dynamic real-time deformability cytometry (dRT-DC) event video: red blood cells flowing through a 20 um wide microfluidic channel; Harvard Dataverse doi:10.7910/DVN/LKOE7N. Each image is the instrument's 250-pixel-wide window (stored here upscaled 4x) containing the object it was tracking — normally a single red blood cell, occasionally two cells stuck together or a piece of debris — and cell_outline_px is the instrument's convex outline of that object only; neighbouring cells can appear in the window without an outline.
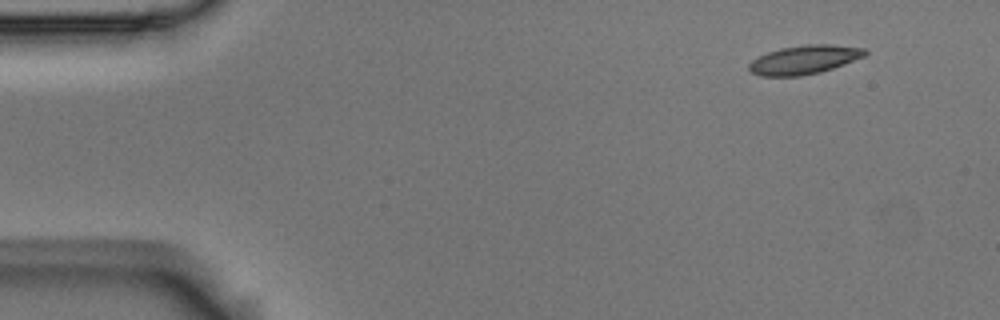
{"species": "Egyptian fruit bat (a non-hibernating species)", "species_latin": "Rousettus aegyptiacus", "temperature_condition": "room temperature", "stored_images_in_passage": 5, "segment_of_instrument_passage": [1, 2], "camera_frame_rate_fps": 3000, "um_per_image_px": 0.085, "animal": {"sex": "male"}, "frame": {"image": 1, "passage_image": 1, "time_ms": 0.0, "image_size_px": [1000, 320], "cell_outline_px": [[868, 52], [864, 56], [844, 64], [820, 72], [800, 76], [760, 76], [752, 72], [748, 68], [748, 64], [752, 60], [768, 52], [780, 48], [804, 44], [832, 44], [864, 48]], "centroid_in_image_um": [68.35, 5.07], "position_along_channel_um": 16.6, "area_um2": 19.42}}
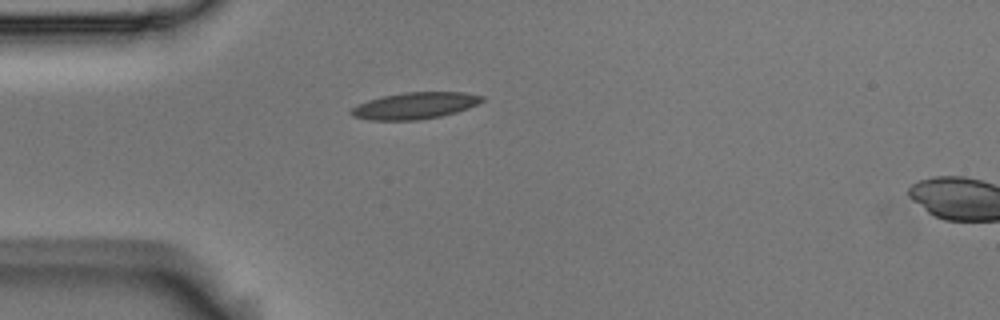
{"frame": {"image": 2, "passage_image": 4, "time_ms": 1.0, "image_size_px": [1000, 320], "cell_outline_px": [[484, 100], [468, 108], [456, 112], [440, 116], [416, 120], [368, 120], [352, 116], [348, 112], [352, 108], [368, 100], [380, 96], [404, 92], [464, 92], [484, 96]], "centroid_in_image_um": [35.24, 8.98], "position_along_channel_um": 49.8, "area_um2": 20.29}}